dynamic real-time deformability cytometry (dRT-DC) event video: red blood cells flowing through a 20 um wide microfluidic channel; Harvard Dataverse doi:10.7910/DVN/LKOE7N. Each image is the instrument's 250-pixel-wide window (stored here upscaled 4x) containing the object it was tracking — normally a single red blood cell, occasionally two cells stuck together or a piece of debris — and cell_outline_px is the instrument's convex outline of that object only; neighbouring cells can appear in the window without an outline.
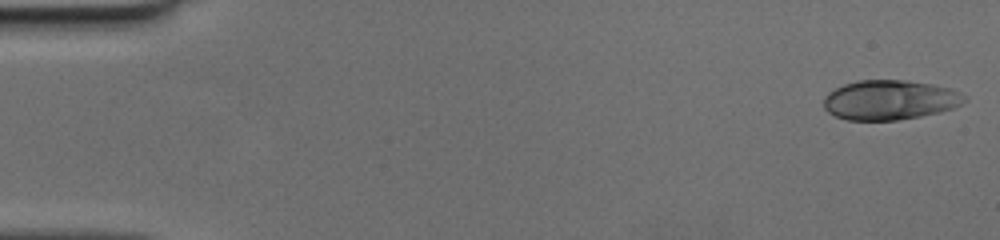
{"species": "human", "species_latin": "Homo sapiens", "temperature_condition": "cold", "stored_images_in_passage": 48, "camera_frame_rate_fps": 3000, "um_per_image_px": 0.085, "donor": {"sex": "female"}, "frame": {"image": 1, "passage_image": 1, "time_ms": 0.0, "image_size_px": [1000, 240], "cell_outline_px": [[968, 100], [956, 108], [940, 112], [920, 116], [896, 120], [848, 120], [836, 116], [828, 112], [824, 108], [824, 96], [828, 92], [844, 84], [856, 80], [904, 80], [932, 84], [952, 88], [968, 96]], "centroid_in_image_um": [75.68, 8.49], "position_along_channel_um": 9.3, "area_um2": 32.89}}
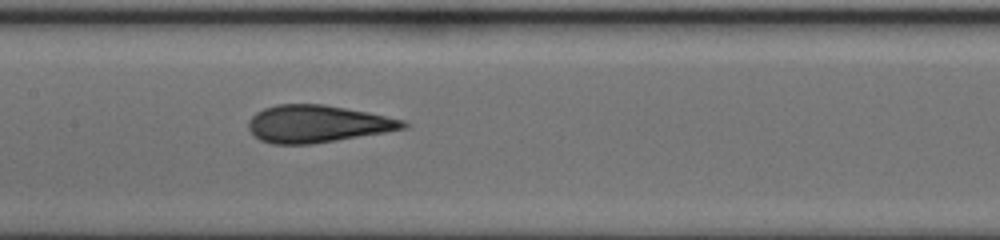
{"frame": {"image": 2, "passage_image": 24, "time_ms": 7.667, "image_size_px": [1000, 240], "cell_outline_px": [[408, 128], [336, 140], [308, 144], [272, 144], [260, 140], [248, 128], [248, 120], [256, 112], [264, 108], [276, 104], [324, 104], [368, 112], [404, 120], [408, 124]], "centroid_in_image_um": [26.96, 10.52], "position_along_channel_um": 180.4, "area_um2": 33.47}}
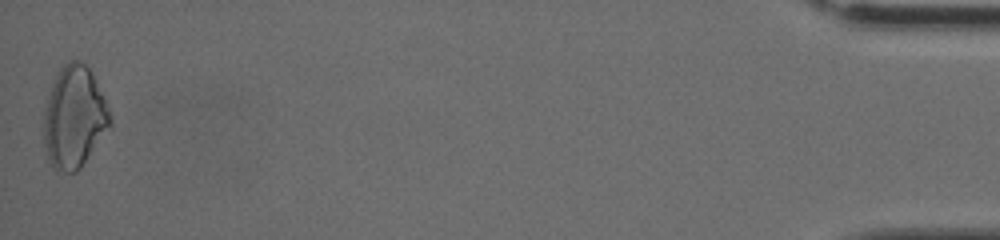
{"frame": {"image": 3, "passage_image": 48, "time_ms": 15.667, "image_size_px": [1000, 240], "cell_outline_px": [[112, 128], [80, 168], [76, 172], [56, 172], [48, 160], [44, 144], [44, 112], [48, 96], [52, 84], [60, 68], [68, 60], [80, 60], [92, 72], [108, 104], [112, 116]], "centroid_in_image_um": [6.34, 9.99], "position_along_channel_um": 428.9, "area_um2": 40.0}}